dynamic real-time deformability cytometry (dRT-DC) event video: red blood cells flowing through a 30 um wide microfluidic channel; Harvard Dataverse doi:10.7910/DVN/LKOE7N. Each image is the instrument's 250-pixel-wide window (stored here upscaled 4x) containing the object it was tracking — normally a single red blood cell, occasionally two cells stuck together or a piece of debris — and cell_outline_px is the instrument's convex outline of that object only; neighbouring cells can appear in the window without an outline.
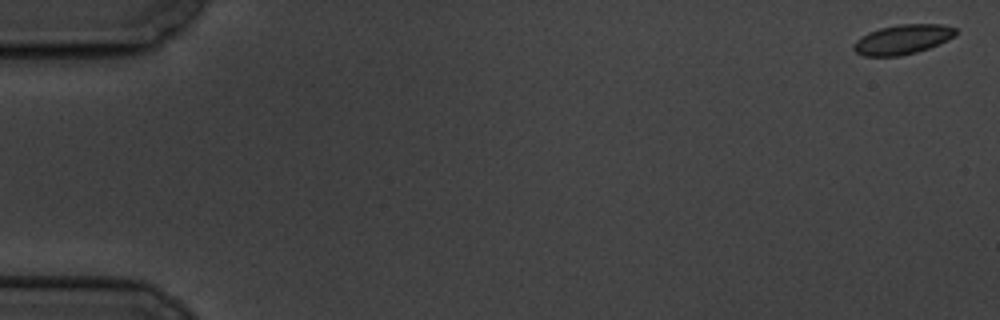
{"species": "common noctule bat (a hibernating species)", "species_latin": "Nyctalus noctula", "temperature_condition": "cold", "stored_images_in_passage": 4, "camera_frame_rate_fps": 3000, "um_per_image_px": 0.085, "animal": {"sex": "male", "body_mass_g": 19.5, "forearm_length_mm": 54.6}, "frame": {"image": 1, "passage_image": 1, "time_ms": 0.0, "image_size_px": [1000, 320], "cell_outline_px": [[956, 36], [948, 40], [928, 48], [916, 52], [900, 56], [864, 56], [856, 52], [852, 48], [852, 44], [860, 36], [868, 32], [880, 28], [900, 24], [944, 24], [956, 28]], "centroid_in_image_um": [76.71, 3.35], "position_along_channel_um": 8.3, "area_um2": 17.74}}